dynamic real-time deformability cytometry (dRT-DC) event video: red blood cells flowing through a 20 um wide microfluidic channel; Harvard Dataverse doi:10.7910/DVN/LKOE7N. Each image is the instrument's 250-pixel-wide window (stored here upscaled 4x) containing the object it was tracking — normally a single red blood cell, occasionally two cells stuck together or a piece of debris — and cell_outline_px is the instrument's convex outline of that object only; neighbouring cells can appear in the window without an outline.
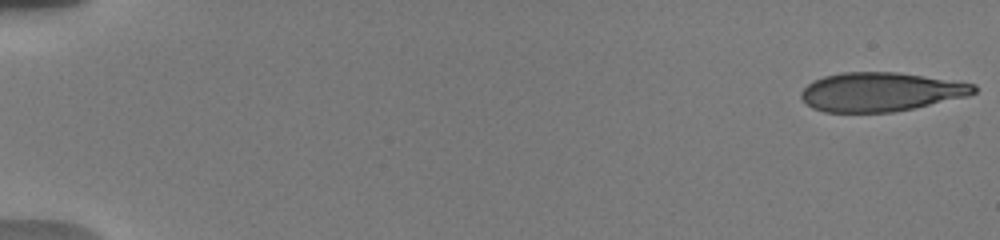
{"species": "human", "species_latin": "Homo sapiens", "temperature_condition": "warm", "stored_images_in_passage": 78, "camera_frame_rate_fps": 3000, "um_per_image_px": 0.085, "donor": {"sex": "male"}, "frame": {"image": 1, "passage_image": 1, "time_ms": 0.0, "image_size_px": [1000, 240], "cell_outline_px": [[976, 92], [968, 96], [912, 108], [892, 112], [824, 112], [812, 108], [800, 96], [800, 92], [812, 80], [824, 76], [840, 72], [896, 72], [976, 84]], "centroid_in_image_um": [74.82, 7.8], "position_along_channel_um": 10.2, "area_um2": 39.02}}
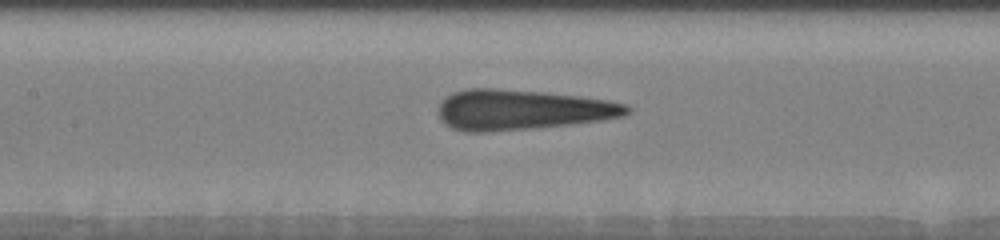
{"frame": {"image": 2, "passage_image": 44, "time_ms": 8.667, "image_size_px": [1000, 240], "cell_outline_px": [[632, 112], [620, 116], [596, 120], [568, 124], [532, 128], [492, 132], [464, 132], [452, 128], [444, 124], [440, 120], [440, 104], [452, 92], [464, 88], [500, 88], [544, 92], [580, 96], [608, 100], [624, 104], [632, 108]], "centroid_in_image_um": [44.31, 9.32], "position_along_channel_um": 163.1, "area_um2": 44.16}}
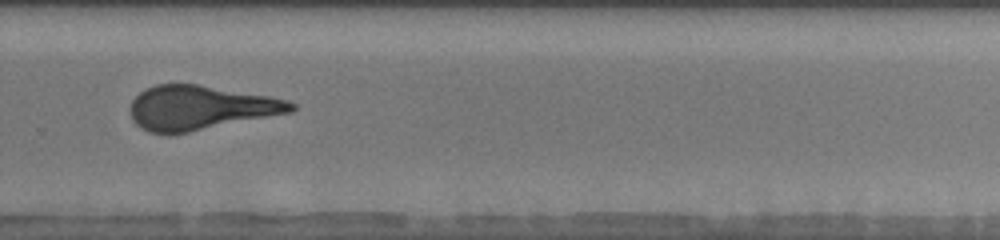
{"frame": {"image": 3, "passage_image": 62, "time_ms": 12.667, "image_size_px": [1000, 240], "cell_outline_px": [[296, 108], [292, 112], [188, 132], [148, 132], [140, 128], [132, 120], [128, 112], [128, 108], [132, 100], [140, 92], [156, 84], [196, 84], [268, 96], [288, 100], [296, 104]], "centroid_in_image_um": [16.99, 9.15], "position_along_channel_um": 312.8, "area_um2": 41.15}, "authors_computed_cell_mechanics": {"area_um2": 42.4252, "velocity_mm_per_s": 3.7655, "shape_relaxation_time_tau1_ms": 6.4221, "shape_relaxation_time_tau2_ms": 0.9673, "deformation_change_tau1": 0.2222, "deformation_change_tau2": 0.0936}}